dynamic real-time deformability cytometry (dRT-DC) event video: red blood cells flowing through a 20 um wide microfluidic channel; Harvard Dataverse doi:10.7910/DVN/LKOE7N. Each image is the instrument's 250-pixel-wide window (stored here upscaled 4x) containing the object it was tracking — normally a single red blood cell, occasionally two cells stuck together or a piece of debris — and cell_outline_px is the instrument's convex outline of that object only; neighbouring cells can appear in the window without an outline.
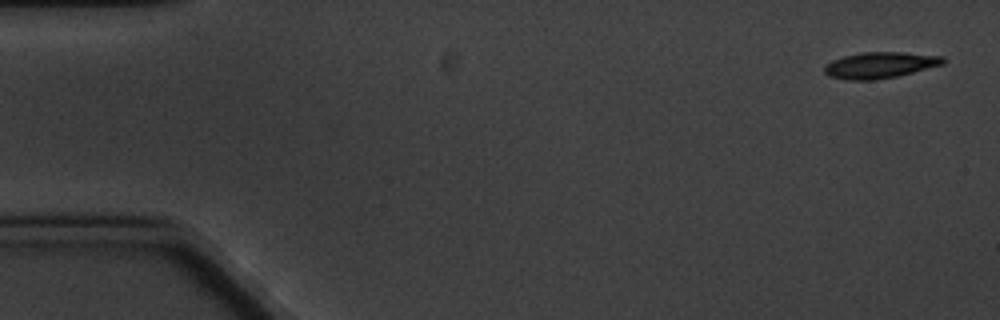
{"species": "common noctule bat (a hibernating species)", "species_latin": "Nyctalus noctula", "temperature_condition": "cold", "stored_images_in_passage": 5, "camera_frame_rate_fps": 3000, "um_per_image_px": 0.085, "animal": {"sex": "male", "body_mass_g": 20.1, "forearm_length_mm": 53.5}, "frame": {"image": 1, "passage_image": 1, "time_ms": 0.0, "image_size_px": [1000, 320], "cell_outline_px": [[944, 64], [896, 76], [872, 80], [848, 80], [828, 76], [824, 72], [824, 68], [832, 60], [844, 56], [860, 52], [904, 52], [944, 56]], "centroid_in_image_um": [74.79, 5.53], "position_along_channel_um": 10.2, "area_um2": 17.98}}
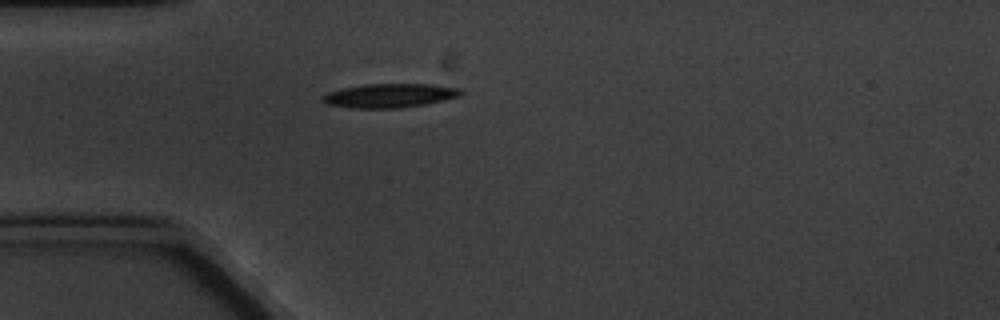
{"frame": {"image": 2, "passage_image": 5, "time_ms": 4.667, "image_size_px": [1000, 320], "cell_outline_px": [[464, 92], [460, 96], [428, 104], [400, 108], [352, 108], [328, 104], [320, 100], [328, 92], [340, 88], [364, 84], [432, 84], [460, 88]], "centroid_in_image_um": [33.15, 8.12], "position_along_channel_um": 51.9, "area_um2": 19.48}}